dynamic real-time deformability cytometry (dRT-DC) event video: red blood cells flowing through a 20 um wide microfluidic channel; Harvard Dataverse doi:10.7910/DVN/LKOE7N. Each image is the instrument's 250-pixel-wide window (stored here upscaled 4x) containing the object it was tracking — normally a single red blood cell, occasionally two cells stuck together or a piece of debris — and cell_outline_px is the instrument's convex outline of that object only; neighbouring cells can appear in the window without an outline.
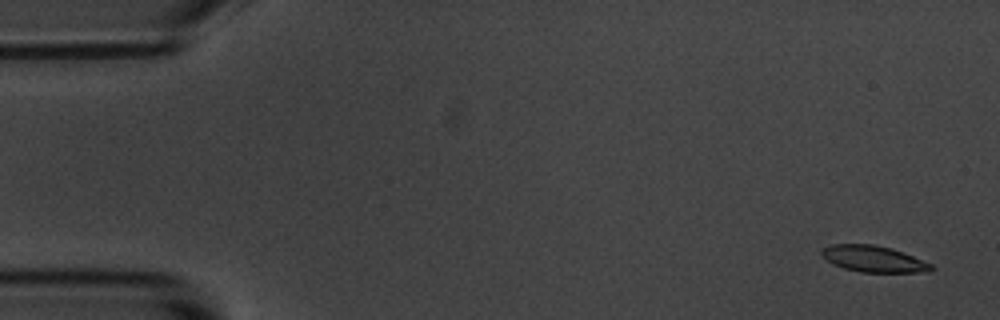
{"species": "common noctule bat (a hibernating species)", "species_latin": "Nyctalus noctula", "temperature_condition": "room temperature", "stored_images_in_passage": 55, "camera_frame_rate_fps": 3000, "um_per_image_px": 0.085, "animal": {"sex": "male", "body_mass_g": 20.1, "forearm_length_mm": 53.5}, "frame": {"image": 1, "passage_image": 2, "time_ms": 0.333, "image_size_px": [1000, 320], "cell_outline_px": [[936, 268], [928, 272], [860, 272], [844, 268], [832, 264], [820, 256], [820, 248], [832, 244], [872, 244], [892, 248], [932, 264]], "centroid_in_image_um": [74.2, 22.0], "position_along_channel_um": 10.8, "area_um2": 16.99}}
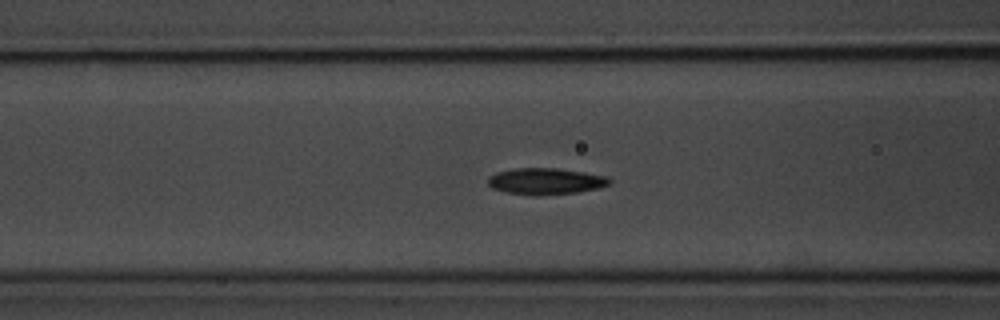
{"frame": {"image": 2, "passage_image": 21, "time_ms": 6.667, "image_size_px": [1000, 320], "cell_outline_px": [[612, 184], [600, 188], [576, 192], [536, 196], [508, 192], [492, 188], [488, 184], [488, 176], [496, 172], [512, 168], [556, 168], [584, 172], [608, 176], [612, 180]], "centroid_in_image_um": [46.41, 15.4], "position_along_channel_um": 120.2, "area_um2": 18.9}}
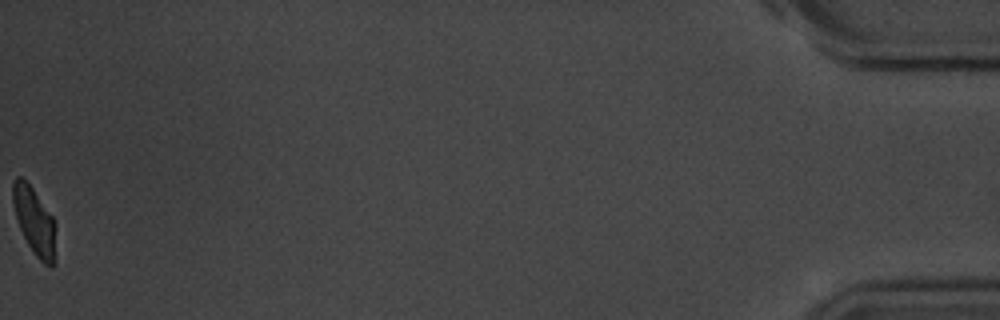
{"frame": {"image": 3, "passage_image": 55, "time_ms": 18.0, "image_size_px": [1000, 320], "cell_outline_px": [[56, 228], [52, 268], [44, 264], [36, 256], [28, 244], [20, 228], [16, 216], [12, 200], [12, 184], [16, 176], [24, 176], [52, 216], [56, 224]], "centroid_in_image_um": [2.91, 18.73], "position_along_channel_um": 432.3, "area_um2": 16.7}, "authors_computed_cell_mechanics": {"area_um2": 18.0336, "velocity_mm_per_s": 3.6395, "shape_relaxation_time_tau1_ms": 2.4011, "shape_relaxation_time_tau2_ms": 3.3567, "deformation_change_tau1": 0.1168, "deformation_change_tau2": 0.0689}}